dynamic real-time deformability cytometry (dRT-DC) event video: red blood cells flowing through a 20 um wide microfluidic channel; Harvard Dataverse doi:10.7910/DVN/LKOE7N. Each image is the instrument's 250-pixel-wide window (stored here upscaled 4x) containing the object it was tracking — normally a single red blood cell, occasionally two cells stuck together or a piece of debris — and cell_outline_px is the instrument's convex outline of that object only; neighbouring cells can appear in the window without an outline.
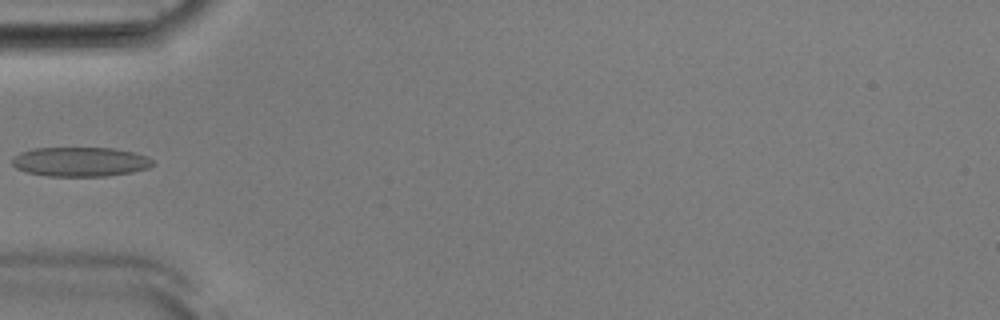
{"species": "Egyptian fruit bat (a non-hibernating species)", "species_latin": "Rousettus aegyptiacus", "temperature_condition": "room temperature", "stored_images_in_passage": 36, "camera_frame_rate_fps": 3000, "um_per_image_px": 0.085, "animal": {"sex": "male"}, "frame": {"image": 1, "passage_image": 1, "time_ms": 0.0, "image_size_px": [1000, 320], "cell_outline_px": [[156, 164], [148, 168], [132, 172], [108, 176], [48, 176], [28, 172], [16, 168], [12, 164], [12, 156], [20, 152], [32, 148], [112, 148], [132, 152], [148, 156]], "centroid_in_image_um": [6.82, 13.75], "position_along_channel_um": 78.2, "area_um2": 24.22}}
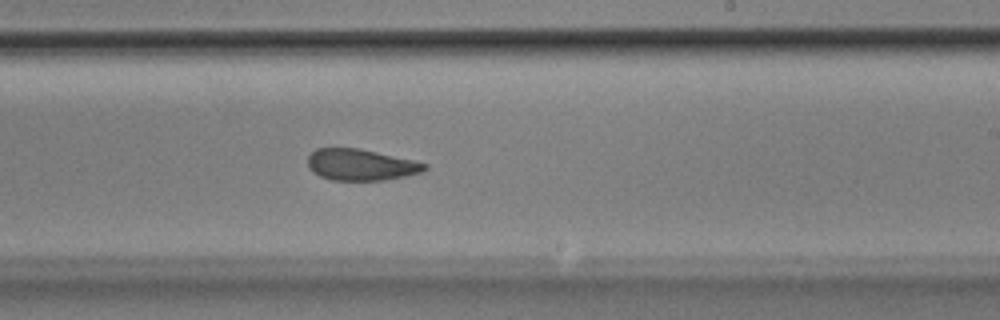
{"frame": {"image": 2, "passage_image": 15, "time_ms": 4.667, "image_size_px": [1000, 320], "cell_outline_px": [[428, 168], [420, 172], [404, 176], [384, 180], [332, 180], [320, 176], [308, 168], [308, 156], [316, 148], [360, 148], [412, 160], [428, 164]], "centroid_in_image_um": [30.65, 14.0], "position_along_channel_um": 258.4, "area_um2": 21.21}}
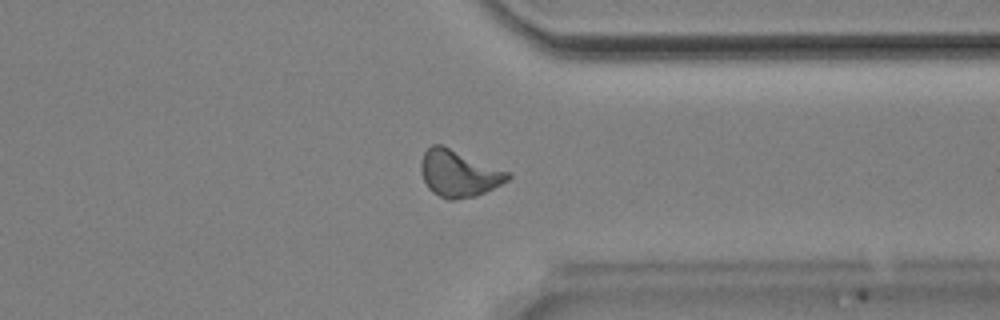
{"frame": {"image": 3, "passage_image": 24, "time_ms": 7.667, "image_size_px": [1000, 320], "cell_outline_px": [[512, 176], [508, 180], [476, 196], [452, 200], [448, 200], [432, 192], [428, 188], [424, 180], [420, 168], [420, 160], [424, 152], [432, 144], [440, 144], [512, 172]], "centroid_in_image_um": [38.99, 14.74], "position_along_channel_um": 372.4, "area_um2": 23.64}}